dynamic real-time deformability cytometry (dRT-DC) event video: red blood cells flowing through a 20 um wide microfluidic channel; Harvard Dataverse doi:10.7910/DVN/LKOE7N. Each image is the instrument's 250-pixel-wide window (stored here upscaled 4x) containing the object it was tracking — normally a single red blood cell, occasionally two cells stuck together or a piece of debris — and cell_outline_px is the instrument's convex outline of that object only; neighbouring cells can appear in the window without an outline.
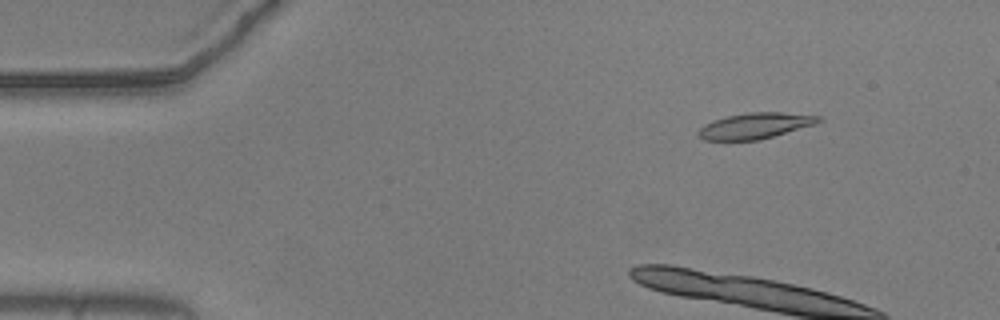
{"species": "common noctule bat (a hibernating species)", "species_latin": "Nyctalus noctula", "temperature_condition": "warm", "stored_images_in_passage": 15, "camera_frame_rate_fps": 3000, "um_per_image_px": 0.085, "animal": {"sex": "male", "body_mass_g": 20.5, "forearm_length_mm": 52.5}, "frame": {"image": 1, "passage_image": 7, "time_ms": 2.0, "image_size_px": [1000, 320], "cell_outline_px": [[824, 120], [816, 124], [760, 140], [704, 140], [696, 136], [696, 132], [704, 124], [728, 116], [748, 112], [780, 112], [820, 116]], "centroid_in_image_um": [64.19, 10.7], "position_along_channel_um": 20.8, "area_um2": 18.15}}